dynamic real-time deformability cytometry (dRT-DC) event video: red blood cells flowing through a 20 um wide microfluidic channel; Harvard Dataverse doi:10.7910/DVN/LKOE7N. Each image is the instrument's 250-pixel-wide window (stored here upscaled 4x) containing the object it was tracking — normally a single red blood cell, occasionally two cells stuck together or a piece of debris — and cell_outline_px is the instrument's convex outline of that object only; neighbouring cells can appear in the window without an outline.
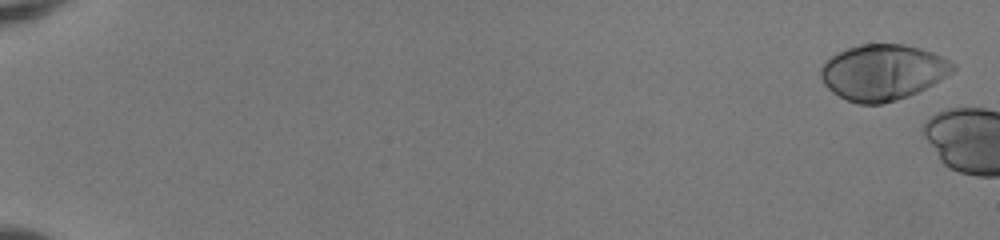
{"species": "human", "species_latin": "Homo sapiens", "temperature_condition": "room temperature", "stored_images_in_passage": 6, "camera_frame_rate_fps": 3000, "um_per_image_px": 0.085, "donor": {"sex": "female"}, "frame": {"image": 1, "passage_image": 1, "time_ms": 0.0, "image_size_px": [1000, 240], "cell_outline_px": [[956, 68], [952, 72], [940, 80], [908, 96], [896, 100], [880, 104], [856, 104], [832, 92], [824, 84], [820, 76], [820, 68], [824, 60], [844, 48], [860, 44], [904, 44], [920, 48], [932, 52], [956, 64]], "centroid_in_image_um": [75.0, 6.13], "position_along_channel_um": 10.0, "area_um2": 43.0}}